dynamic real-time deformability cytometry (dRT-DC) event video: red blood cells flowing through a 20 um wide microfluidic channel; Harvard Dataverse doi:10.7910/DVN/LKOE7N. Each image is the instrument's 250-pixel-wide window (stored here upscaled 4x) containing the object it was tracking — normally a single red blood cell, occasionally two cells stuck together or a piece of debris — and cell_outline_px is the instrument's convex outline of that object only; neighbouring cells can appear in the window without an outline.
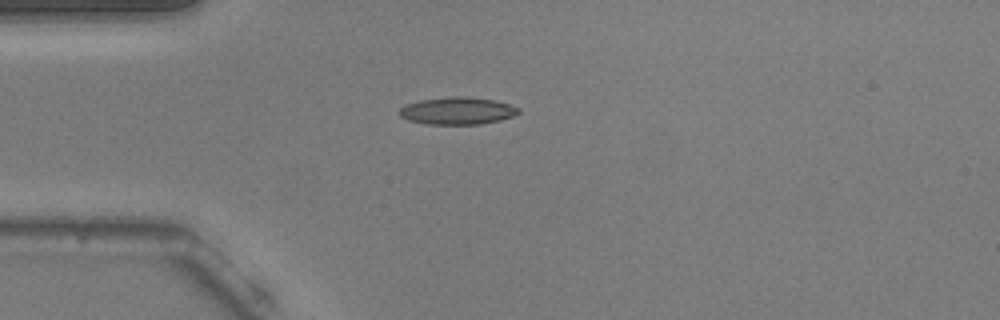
{"species": "common noctule bat (a hibernating species)", "species_latin": "Nyctalus noctula", "temperature_condition": "warm", "stored_images_in_passage": 41, "camera_frame_rate_fps": 3000, "um_per_image_px": 0.085, "animal": {"sex": "male", "body_mass_g": 20.5, "forearm_length_mm": 52.5}, "frame": {"image": 1, "passage_image": 1, "time_ms": 0.0, "image_size_px": [1000, 320], "cell_outline_px": [[520, 112], [512, 116], [500, 120], [480, 124], [424, 124], [408, 120], [400, 116], [400, 108], [404, 104], [420, 100], [452, 96], [464, 96], [496, 100], [520, 108]], "centroid_in_image_um": [38.86, 9.41], "position_along_channel_um": 46.1, "area_um2": 19.02}}
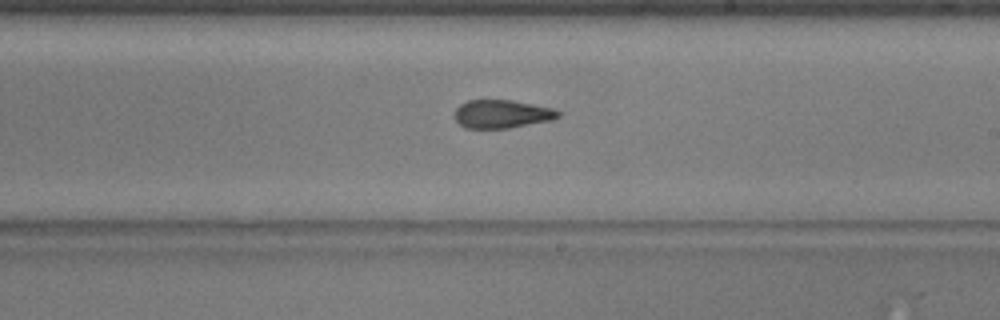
{"frame": {"image": 2, "passage_image": 18, "time_ms": 5.667, "image_size_px": [1000, 320], "cell_outline_px": [[560, 116], [552, 120], [508, 128], [464, 128], [456, 120], [456, 108], [460, 104], [468, 100], [512, 100], [552, 108], [560, 112]], "centroid_in_image_um": [42.66, 9.69], "position_along_channel_um": 246.3, "area_um2": 16.94}}
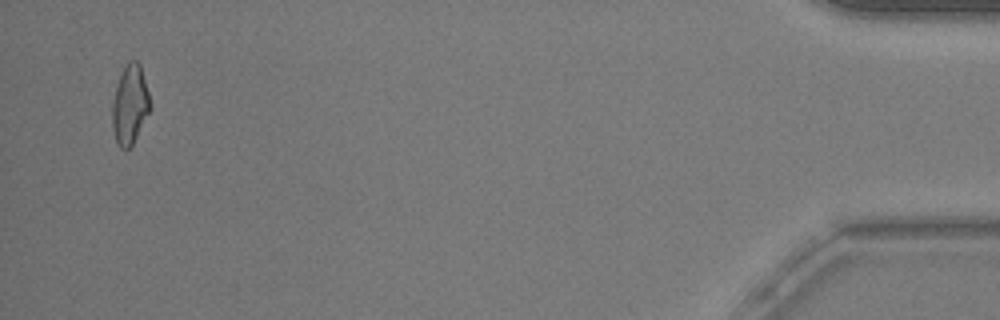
{"frame": {"image": 3, "passage_image": 39, "time_ms": 12.667, "image_size_px": [1000, 320], "cell_outline_px": [[152, 108], [132, 144], [128, 148], [120, 148], [116, 144], [112, 128], [112, 104], [116, 88], [120, 76], [128, 60], [136, 60], [140, 64], [148, 92]], "centroid_in_image_um": [11.04, 8.91], "position_along_channel_um": 424.2, "area_um2": 17.4}, "authors_computed_cell_mechanics": {"area_um2": 17.7446, "velocity_mm_per_s": 3.7773, "shape_relaxation_time_tau1_ms": 7.4383, "shape_relaxation_time_tau2_ms": 2.2377, "deformation_change_tau1": 0.2301, "deformation_change_tau2": 0.0678}}